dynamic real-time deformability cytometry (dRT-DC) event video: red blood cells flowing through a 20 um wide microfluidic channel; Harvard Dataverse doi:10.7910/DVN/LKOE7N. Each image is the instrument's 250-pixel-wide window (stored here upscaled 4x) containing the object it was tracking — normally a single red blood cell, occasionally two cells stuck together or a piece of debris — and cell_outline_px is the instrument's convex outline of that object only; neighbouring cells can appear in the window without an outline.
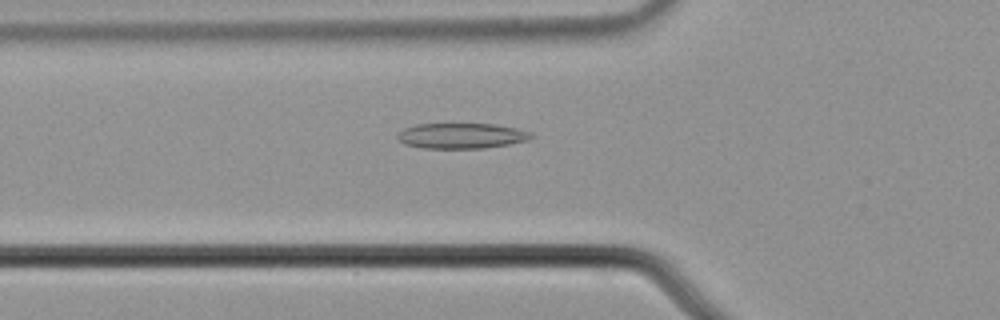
{"species": "common noctule bat (a hibernating species)", "species_latin": "Nyctalus noctula", "temperature_condition": "cold", "stored_images_in_passage": 54, "camera_frame_rate_fps": 3000, "um_per_image_px": 0.085, "animal": {"sex": "male", "body_mass_g": 21.5, "forearm_length_mm": 52.0}, "frame": {"image": 1, "passage_image": 20, "time_ms": 6.333, "image_size_px": [1000, 320], "cell_outline_px": [[536, 136], [528, 140], [508, 144], [484, 148], [424, 148], [404, 144], [396, 136], [396, 132], [404, 128], [416, 124], [496, 124], [516, 128], [532, 132]], "centroid_in_image_um": [39.23, 11.54], "position_along_channel_um": 86.6, "area_um2": 19.94}}
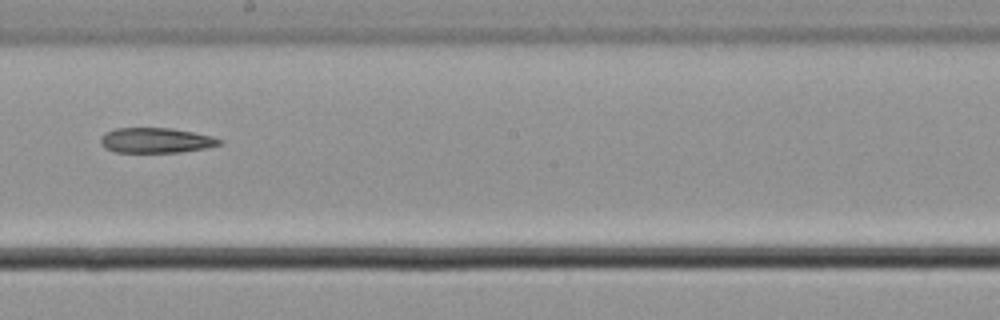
{"frame": {"image": 2, "passage_image": 32, "time_ms": 10.333, "image_size_px": [1000, 320], "cell_outline_px": [[224, 140], [220, 144], [208, 148], [180, 152], [116, 152], [104, 148], [100, 144], [100, 136], [104, 132], [116, 128], [172, 128], [212, 136]], "centroid_in_image_um": [13.23, 11.93], "position_along_channel_um": 235.0, "area_um2": 17.57}}
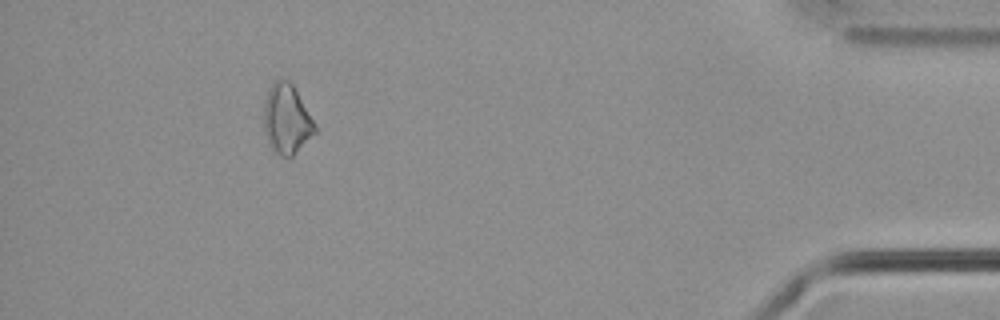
{"frame": {"image": 3, "passage_image": 51, "time_ms": 16.667, "image_size_px": [1000, 320], "cell_outline_px": [[316, 132], [292, 156], [280, 156], [268, 144], [264, 128], [264, 104], [268, 88], [276, 80], [288, 80], [292, 84], [316, 124]], "centroid_in_image_um": [24.36, 10.13], "position_along_channel_um": 410.8, "area_um2": 20.46}}